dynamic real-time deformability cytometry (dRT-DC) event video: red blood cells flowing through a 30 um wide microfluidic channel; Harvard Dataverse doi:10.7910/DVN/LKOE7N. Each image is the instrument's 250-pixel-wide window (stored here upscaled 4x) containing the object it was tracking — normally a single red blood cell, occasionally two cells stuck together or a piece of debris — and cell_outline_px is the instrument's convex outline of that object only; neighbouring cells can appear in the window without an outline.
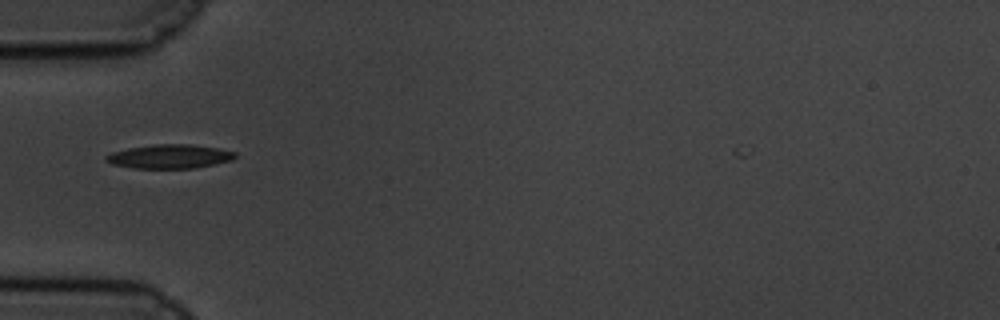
{"species": "common noctule bat (a hibernating species)", "species_latin": "Nyctalus noctula", "temperature_condition": "cold", "stored_images_in_passage": 38, "camera_frame_rate_fps": 3000, "um_per_image_px": 0.085, "animal": {"sex": "male", "body_mass_g": 19.5, "forearm_length_mm": 54.6}, "frame": {"image": 1, "passage_image": 1, "time_ms": 0.0, "image_size_px": [1000, 320], "cell_outline_px": [[236, 156], [232, 160], [216, 164], [196, 168], [132, 168], [112, 164], [104, 160], [104, 156], [112, 152], [128, 148], [156, 144], [188, 144], [220, 148], [236, 152]], "centroid_in_image_um": [14.42, 13.3], "position_along_channel_um": 70.6, "area_um2": 18.15}}
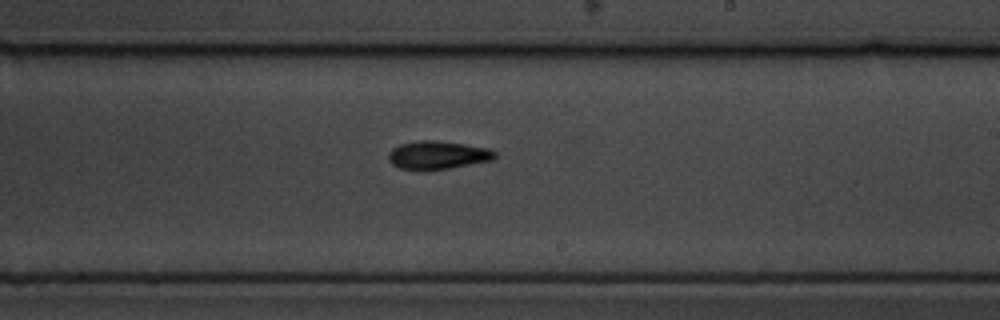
{"frame": {"image": 2, "passage_image": 17, "time_ms": 5.333, "image_size_px": [1000, 320], "cell_outline_px": [[496, 156], [492, 160], [448, 168], [400, 168], [392, 164], [388, 160], [388, 152], [392, 148], [400, 144], [416, 140], [436, 140], [464, 144], [488, 148], [496, 152]], "centroid_in_image_um": [37.19, 13.14], "position_along_channel_um": 251.8, "area_um2": 17.11}}
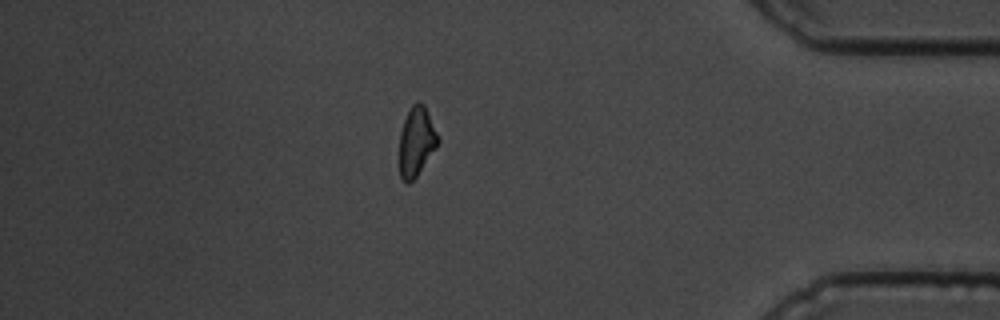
{"frame": {"image": 3, "passage_image": 33, "time_ms": 10.667, "image_size_px": [1000, 320], "cell_outline_px": [[440, 140], [436, 148], [416, 176], [408, 184], [400, 176], [400, 132], [404, 120], [412, 104], [416, 100], [424, 104]], "centroid_in_image_um": [35.4, 12.0], "position_along_channel_um": 399.8, "area_um2": 15.32}}